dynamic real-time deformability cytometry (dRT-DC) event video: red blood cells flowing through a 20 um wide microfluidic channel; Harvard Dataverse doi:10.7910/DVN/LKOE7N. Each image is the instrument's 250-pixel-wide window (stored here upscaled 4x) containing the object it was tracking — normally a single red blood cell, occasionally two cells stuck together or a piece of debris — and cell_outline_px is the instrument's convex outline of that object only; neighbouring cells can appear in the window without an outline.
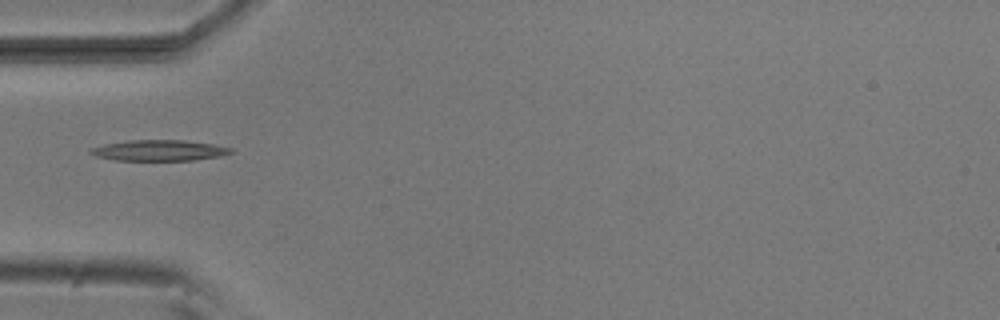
{"species": "common noctule bat (a hibernating species)", "species_latin": "Nyctalus noctula", "temperature_condition": "room temperature", "stored_images_in_passage": 38, "camera_frame_rate_fps": 3000, "um_per_image_px": 0.085, "animal": {"sex": "male", "body_mass_g": 20.5, "forearm_length_mm": 52.5}, "frame": {"image": 1, "passage_image": 1, "time_ms": 0.0, "image_size_px": [1000, 320], "cell_outline_px": [[236, 152], [220, 156], [192, 160], [116, 160], [96, 156], [88, 152], [92, 148], [104, 144], [128, 140], [184, 140], [212, 144], [232, 148]], "centroid_in_image_um": [13.55, 12.78], "position_along_channel_um": 71.4, "area_um2": 16.94}}
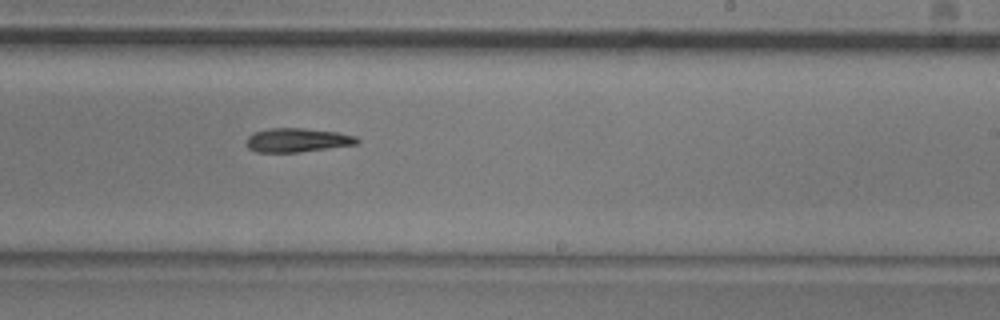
{"frame": {"image": 2, "passage_image": 16, "time_ms": 5.0, "image_size_px": [1000, 320], "cell_outline_px": [[360, 140], [356, 144], [300, 152], [256, 152], [248, 148], [248, 136], [252, 132], [268, 128], [304, 128], [336, 132], [356, 136]], "centroid_in_image_um": [25.25, 11.9], "position_along_channel_um": 263.7, "area_um2": 15.37}}
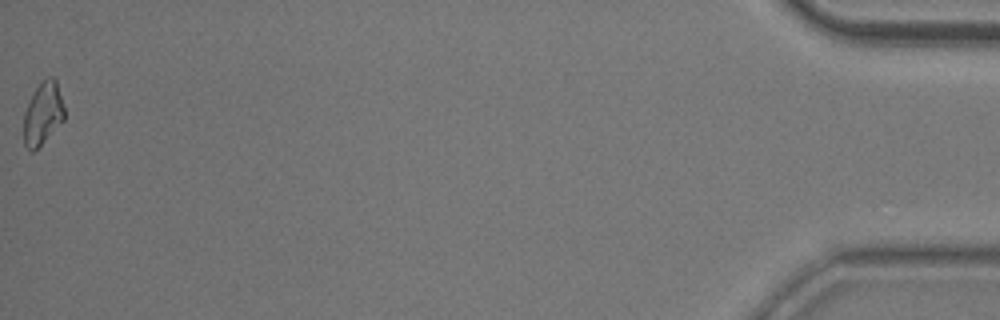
{"frame": {"image": 3, "passage_image": 37, "time_ms": 12.0, "image_size_px": [1000, 320], "cell_outline_px": [[64, 120], [32, 152], [24, 144], [24, 112], [36, 88], [48, 76], [52, 76], [56, 80], [64, 108]], "centroid_in_image_um": [3.65, 9.64], "position_along_channel_um": 431.6, "area_um2": 14.33}}